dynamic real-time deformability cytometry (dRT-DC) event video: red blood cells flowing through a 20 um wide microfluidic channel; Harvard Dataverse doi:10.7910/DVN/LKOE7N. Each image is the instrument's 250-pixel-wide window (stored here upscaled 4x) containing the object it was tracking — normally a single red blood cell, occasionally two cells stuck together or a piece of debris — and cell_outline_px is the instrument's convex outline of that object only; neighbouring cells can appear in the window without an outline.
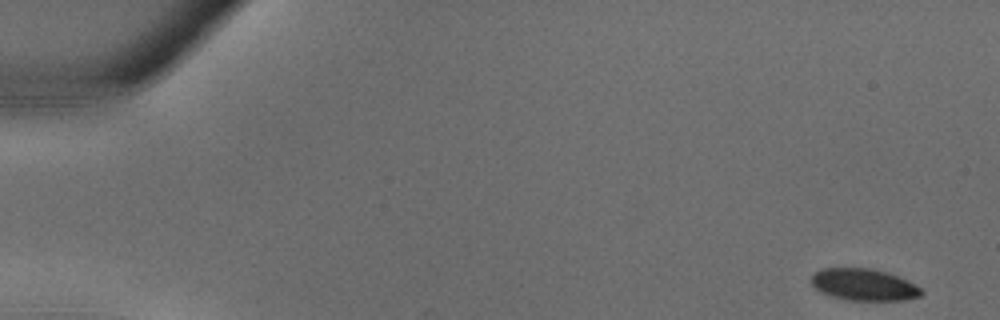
{"species": "common noctule bat (a hibernating species)", "species_latin": "Nyctalus noctula", "temperature_condition": "warm", "stored_images_in_passage": 35, "camera_frame_rate_fps": 3000, "um_per_image_px": 0.085, "animal": {"sex": "male", "body_mass_g": 18.8}, "frame": {"image": 1, "passage_image": 1, "time_ms": 0.0, "image_size_px": [1000, 320], "cell_outline_px": [[924, 292], [920, 296], [904, 300], [848, 300], [832, 296], [820, 292], [812, 284], [812, 276], [816, 272], [824, 268], [872, 268], [896, 276], [920, 288]], "centroid_in_image_um": [73.4, 24.2], "position_along_channel_um": 11.6, "area_um2": 20.0}}
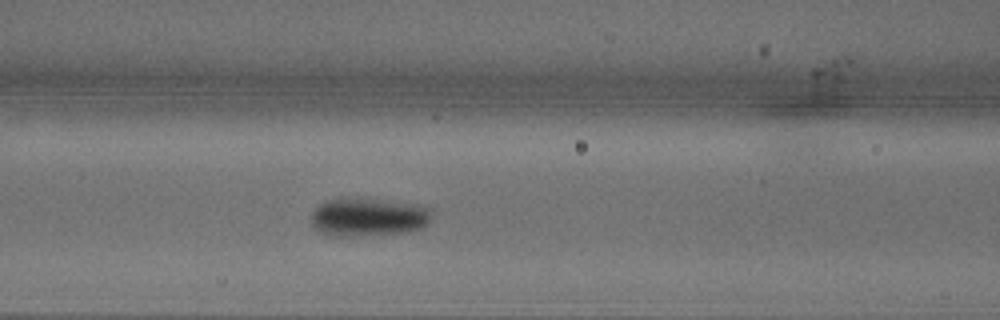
{"frame": {"image": 2, "passage_image": 15, "time_ms": 4.667, "image_size_px": [1000, 320], "cell_outline_px": [[432, 216], [428, 224], [424, 228], [412, 232], [324, 232], [316, 228], [312, 224], [312, 212], [320, 204], [328, 200], [360, 196], [420, 204], [432, 208]], "centroid_in_image_um": [31.47, 18.34], "position_along_channel_um": 135.1, "area_um2": 26.13}}
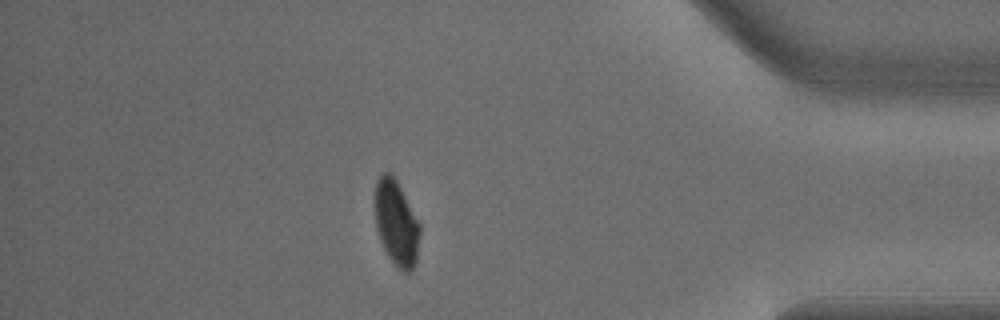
{"frame": {"image": 3, "passage_image": 31, "time_ms": 10.0, "image_size_px": [1000, 320], "cell_outline_px": [[420, 236], [416, 260], [412, 272], [400, 272], [396, 268], [388, 256], [380, 240], [376, 228], [372, 204], [372, 196], [376, 180], [384, 172], [392, 172], [420, 224]], "centroid_in_image_um": [33.64, 18.94], "position_along_channel_um": 401.6, "area_um2": 23.12}}